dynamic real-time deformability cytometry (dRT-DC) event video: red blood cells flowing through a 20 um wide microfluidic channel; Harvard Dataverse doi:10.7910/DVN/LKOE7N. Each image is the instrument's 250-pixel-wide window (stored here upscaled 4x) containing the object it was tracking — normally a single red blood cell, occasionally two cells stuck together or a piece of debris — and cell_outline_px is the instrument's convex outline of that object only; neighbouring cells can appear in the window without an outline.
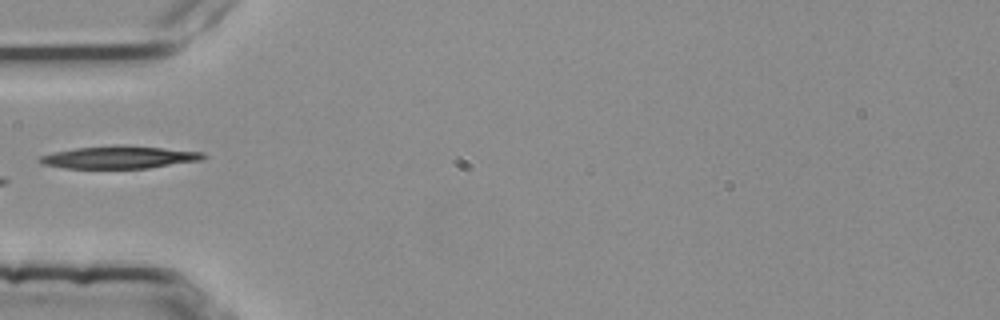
{"species": "common noctule bat (a hibernating species)", "species_latin": "Nyctalus noctula", "temperature_condition": "room temperature", "stored_images_in_passage": 3, "camera_frame_rate_fps": 3000, "um_per_image_px": 0.085, "animal": {"sex": "female", "body_mass_g": 25.1}, "frame": {"image": 1, "passage_image": 3, "time_ms": 0.667, "image_size_px": [1000, 320], "cell_outline_px": [[208, 156], [200, 160], [148, 168], [64, 168], [40, 164], [36, 160], [40, 156], [52, 152], [76, 148], [164, 148], [204, 152]], "centroid_in_image_um": [10.09, 13.41], "position_along_channel_um": 74.9, "area_um2": 20.35}}